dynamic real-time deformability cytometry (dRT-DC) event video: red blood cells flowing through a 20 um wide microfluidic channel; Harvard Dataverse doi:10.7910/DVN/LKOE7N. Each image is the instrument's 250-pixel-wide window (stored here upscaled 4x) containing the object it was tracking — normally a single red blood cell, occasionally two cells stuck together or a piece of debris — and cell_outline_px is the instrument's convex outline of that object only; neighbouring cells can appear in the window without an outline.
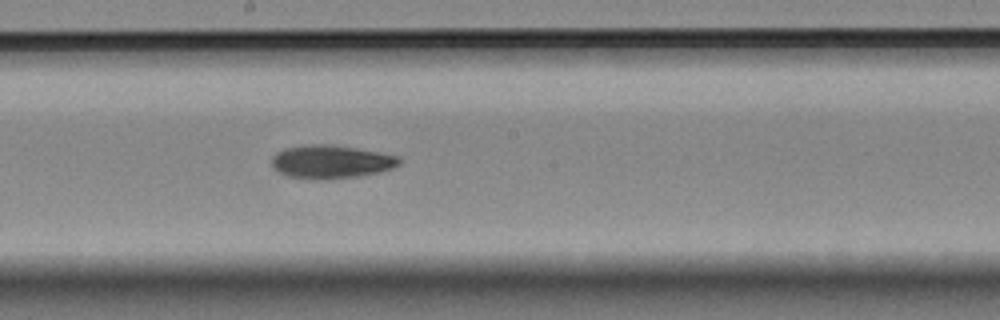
{"species": "Egyptian fruit bat (a non-hibernating species)", "species_latin": "Rousettus aegyptiacus", "temperature_condition": "room temperature", "stored_images_in_passage": 8, "camera_frame_rate_fps": 3000, "um_per_image_px": 0.085, "animal": {"sex": "female"}, "frame": {"image": 1, "passage_image": 8, "time_ms": 9.0, "image_size_px": [1000, 320], "cell_outline_px": [[400, 164], [392, 168], [360, 176], [324, 180], [320, 180], [288, 176], [276, 172], [272, 168], [272, 156], [276, 152], [284, 148], [304, 144], [332, 144], [380, 152], [400, 156]], "centroid_in_image_um": [28.09, 13.74], "position_along_channel_um": 220.1, "area_um2": 25.09}}